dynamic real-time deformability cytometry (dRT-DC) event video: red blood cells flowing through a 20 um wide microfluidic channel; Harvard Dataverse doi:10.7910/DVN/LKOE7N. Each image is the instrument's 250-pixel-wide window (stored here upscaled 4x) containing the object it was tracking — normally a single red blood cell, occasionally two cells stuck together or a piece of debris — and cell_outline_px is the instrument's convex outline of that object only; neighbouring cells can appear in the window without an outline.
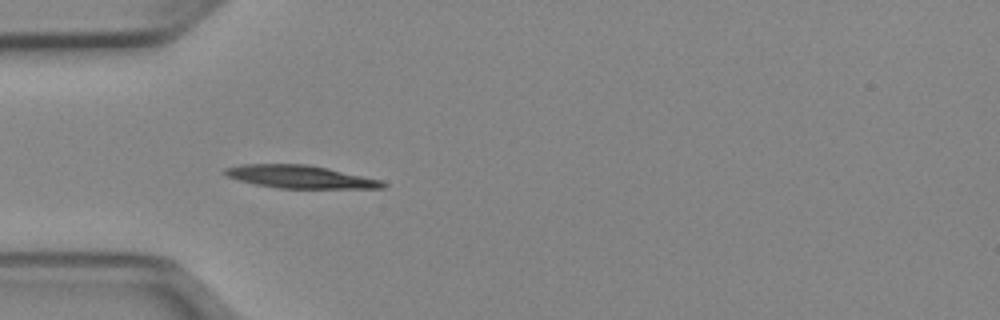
{"species": "Egyptian fruit bat (a non-hibernating species)", "species_latin": "Rousettus aegyptiacus", "temperature_condition": "cold", "stored_images_in_passage": 37, "camera_frame_rate_fps": 3000, "um_per_image_px": 0.085, "animal": {"sex": "female"}, "frame": {"image": 1, "passage_image": 1, "time_ms": 0.0, "image_size_px": [1000, 320], "cell_outline_px": [[388, 184], [384, 188], [276, 188], [256, 184], [240, 180], [228, 176], [220, 172], [224, 168], [240, 164], [308, 164], [328, 168], [380, 180]], "centroid_in_image_um": [25.47, 15.02], "position_along_channel_um": 59.5, "area_um2": 20.92}}
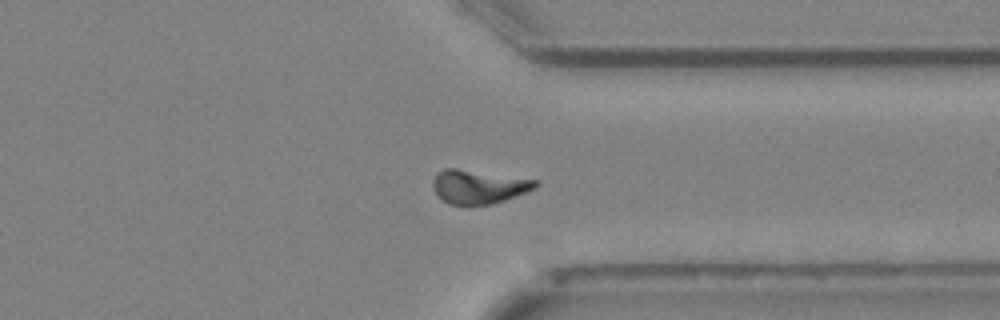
{"frame": {"image": 2, "passage_image": 25, "time_ms": 8.0, "image_size_px": [1000, 320], "cell_outline_px": [[540, 184], [536, 188], [504, 200], [492, 204], [468, 208], [464, 208], [448, 204], [436, 196], [432, 184], [432, 180], [436, 172], [444, 168], [456, 168], [540, 180]], "centroid_in_image_um": [40.63, 15.91], "position_along_channel_um": 370.8, "area_um2": 21.04}}
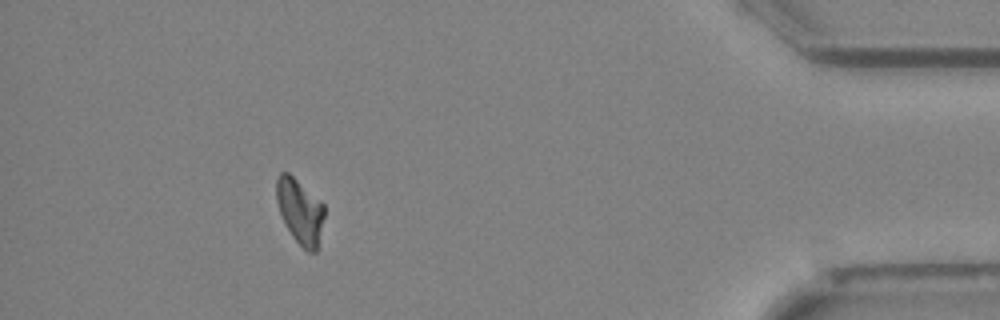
{"frame": {"image": 3, "passage_image": 32, "time_ms": 10.333, "image_size_px": [1000, 320], "cell_outline_px": [[324, 216], [316, 252], [308, 252], [292, 236], [280, 212], [276, 200], [276, 176], [280, 172], [288, 172], [320, 200], [324, 204]], "centroid_in_image_um": [25.49, 17.92], "position_along_channel_um": 409.7, "area_um2": 17.86}}